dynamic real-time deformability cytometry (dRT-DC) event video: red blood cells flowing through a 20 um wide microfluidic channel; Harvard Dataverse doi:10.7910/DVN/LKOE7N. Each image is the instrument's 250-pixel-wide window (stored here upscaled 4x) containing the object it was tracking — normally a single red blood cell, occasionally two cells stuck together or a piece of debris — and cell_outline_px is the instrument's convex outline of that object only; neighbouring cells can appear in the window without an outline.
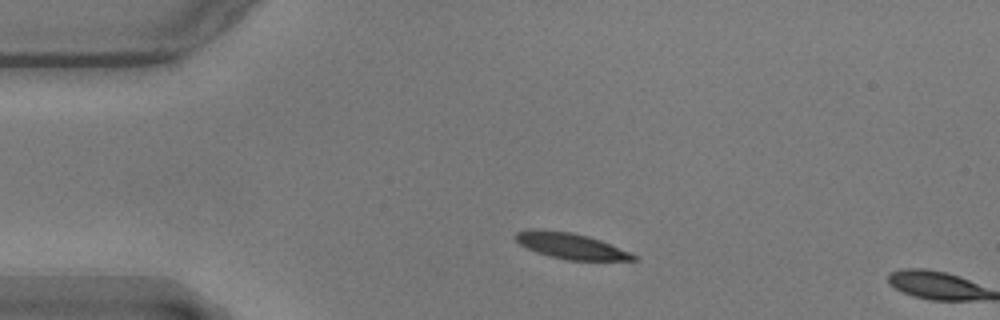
{"species": "common noctule bat (a hibernating species)", "species_latin": "Nyctalus noctula", "temperature_condition": "warm", "stored_images_in_passage": 2, "camera_frame_rate_fps": 3000, "um_per_image_px": 0.085, "animal": {"sex": "male", "body_mass_g": 17.9}, "frame": {"image": 1, "passage_image": 1, "time_ms": 0.0, "image_size_px": [1000, 320], "cell_outline_px": [[640, 260], [568, 260], [536, 252], [520, 244], [516, 240], [516, 232], [536, 228], [572, 232], [588, 236], [600, 240], [628, 252], [636, 256]], "centroid_in_image_um": [48.5, 20.89], "position_along_channel_um": 36.5, "area_um2": 17.46}}